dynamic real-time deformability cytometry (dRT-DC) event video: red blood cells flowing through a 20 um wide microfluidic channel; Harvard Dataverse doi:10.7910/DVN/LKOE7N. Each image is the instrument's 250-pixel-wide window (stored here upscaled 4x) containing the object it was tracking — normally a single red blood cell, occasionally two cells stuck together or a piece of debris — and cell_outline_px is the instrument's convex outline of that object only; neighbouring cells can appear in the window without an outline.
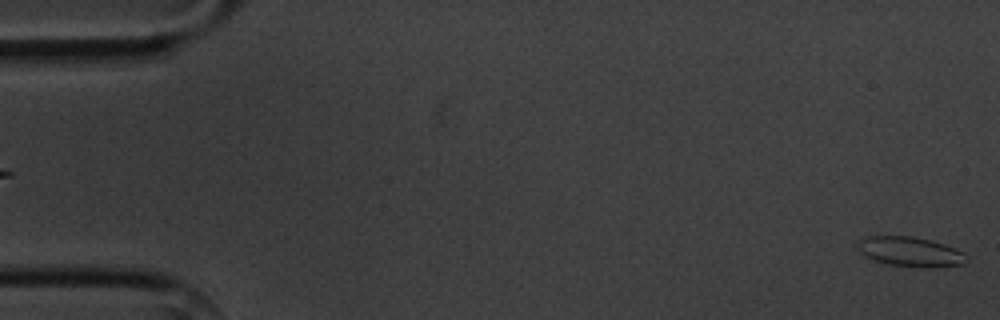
{"species": "common noctule bat (a hibernating species)", "species_latin": "Nyctalus noctula", "temperature_condition": "cold", "stored_images_in_passage": 2, "camera_frame_rate_fps": 3000, "um_per_image_px": 0.085, "animal": {"sex": "male", "body_mass_g": 20.1, "forearm_length_mm": 53.5}, "frame": {"image": 1, "passage_image": 2, "time_ms": 1.0, "image_size_px": [1000, 320], "cell_outline_px": [[968, 260], [964, 264], [888, 264], [864, 256], [856, 248], [856, 240], [864, 236], [912, 236], [932, 240], [956, 248], [964, 252], [968, 256]], "centroid_in_image_um": [77.28, 21.31], "position_along_channel_um": 7.7, "area_um2": 18.09}}